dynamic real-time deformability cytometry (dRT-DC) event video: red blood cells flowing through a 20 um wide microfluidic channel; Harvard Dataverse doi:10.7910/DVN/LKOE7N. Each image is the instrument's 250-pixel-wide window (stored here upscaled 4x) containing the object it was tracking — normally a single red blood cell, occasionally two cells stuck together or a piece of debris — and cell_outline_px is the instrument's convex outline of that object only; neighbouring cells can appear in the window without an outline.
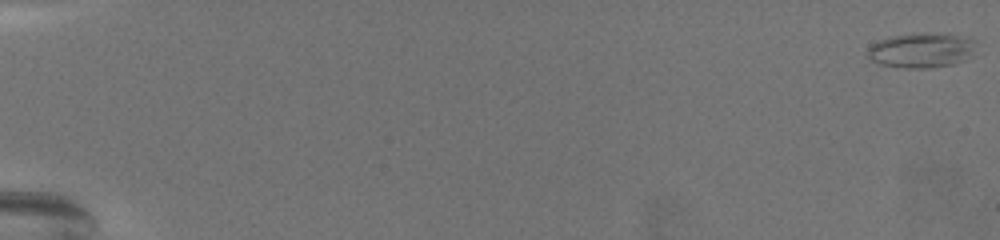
{"species": "common noctule bat (a hibernating species)", "species_latin": "Nyctalus noctula", "temperature_condition": "warm", "stored_images_in_passage": 73, "camera_frame_rate_fps": 3000, "um_per_image_px": 0.085, "animal": {"sex": "female", "body_mass_g": 19.5, "forearm_length_mm": 54.1}, "frame": {"image": 1, "passage_image": 1, "time_ms": 0.0, "image_size_px": [1000, 240], "cell_outline_px": [[976, 40], [964, 60], [956, 64], [932, 68], [904, 68], [880, 64], [872, 60], [868, 56], [868, 48], [872, 44], [888, 36], [952, 36]], "centroid_in_image_um": [78.22, 4.35], "position_along_channel_um": 6.8, "area_um2": 20.63}}
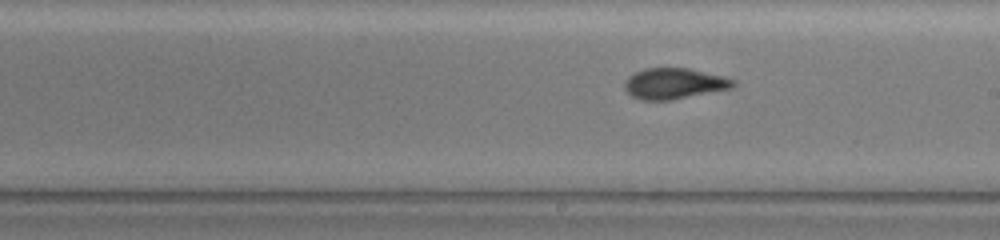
{"frame": {"image": 2, "passage_image": 45, "time_ms": 14.667, "image_size_px": [1000, 240], "cell_outline_px": [[736, 84], [732, 88], [672, 100], [640, 100], [632, 96], [624, 88], [624, 80], [628, 76], [644, 68], [688, 68], [724, 76], [736, 80]], "centroid_in_image_um": [57.3, 7.1], "position_along_channel_um": 231.7, "area_um2": 19.65}}
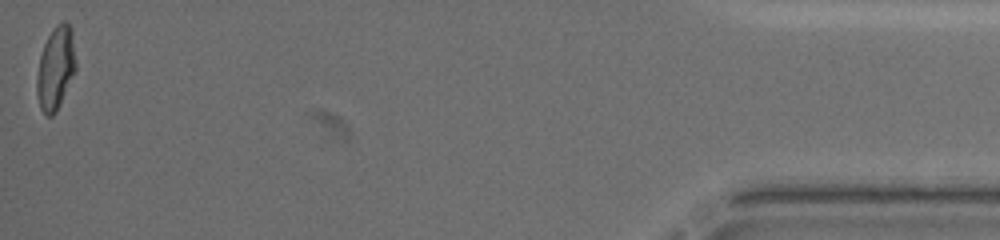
{"frame": {"image": 3, "passage_image": 73, "time_ms": 24.0, "image_size_px": [1000, 240], "cell_outline_px": [[76, 72], [56, 112], [52, 116], [48, 116], [40, 108], [36, 92], [36, 80], [40, 56], [44, 44], [48, 36], [56, 24], [64, 20], [72, 28], [76, 60]], "centroid_in_image_um": [4.75, 5.78], "position_along_channel_um": 430.5, "area_um2": 19.07}, "authors_computed_cell_mechanics": {"area_um2": 19.4786, "velocity_mm_per_s": 3.0186, "shape_relaxation_time_tau1_ms": null, "shape_relaxation_time_tau2_ms": 1.9462, "deformation_change_tau1": null, "deformation_change_tau2": 0.0871}}